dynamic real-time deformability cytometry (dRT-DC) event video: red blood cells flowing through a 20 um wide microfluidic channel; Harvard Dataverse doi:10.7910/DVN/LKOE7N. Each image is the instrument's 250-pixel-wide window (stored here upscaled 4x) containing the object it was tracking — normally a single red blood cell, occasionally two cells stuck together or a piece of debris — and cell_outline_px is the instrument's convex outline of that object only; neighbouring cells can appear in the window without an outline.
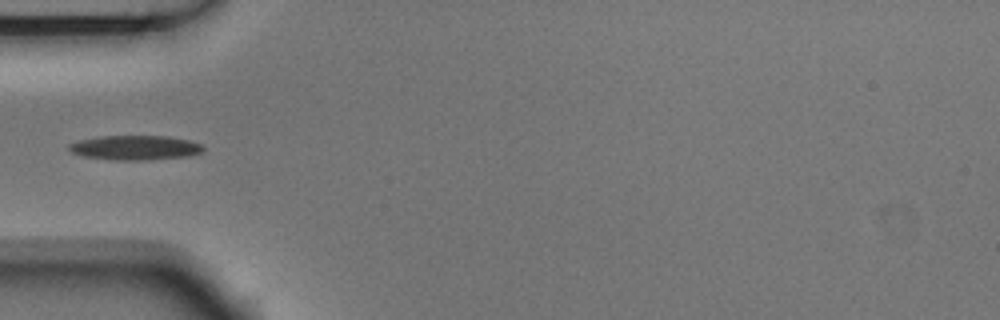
{"species": "Egyptian fruit bat (a non-hibernating species)", "species_latin": "Rousettus aegyptiacus", "temperature_condition": "room temperature", "stored_images_in_passage": 5, "camera_frame_rate_fps": 3000, "um_per_image_px": 0.085, "animal": {"sex": "male"}, "frame": {"image": 1, "passage_image": 4, "time_ms": 1.0, "image_size_px": [1000, 320], "cell_outline_px": [[204, 152], [188, 156], [148, 160], [112, 160], [84, 156], [72, 152], [68, 148], [68, 144], [80, 140], [100, 136], [168, 136], [188, 140], [200, 144], [204, 148]], "centroid_in_image_um": [11.5, 12.55], "position_along_channel_um": 73.5, "area_um2": 19.19}}
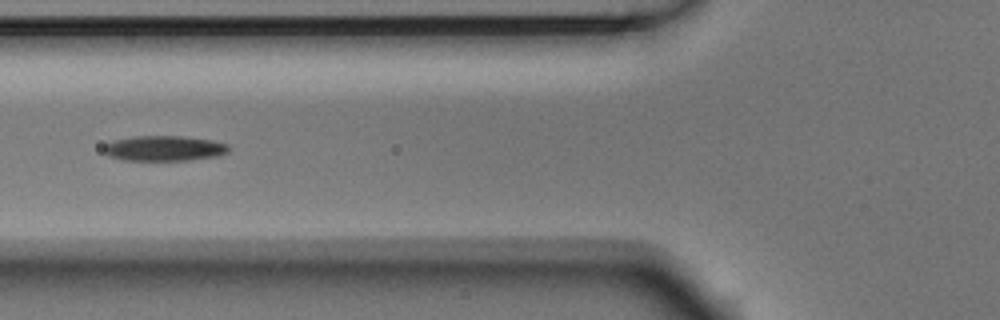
{"frame": {"image": 2, "passage_image": 5, "time_ms": 1.333, "image_size_px": [1000, 320], "cell_outline_px": [[228, 152], [216, 156], [188, 160], [124, 160], [108, 156], [104, 152], [104, 144], [112, 140], [132, 136], [180, 136], [212, 140], [228, 144]], "centroid_in_image_um": [13.91, 12.6], "position_along_channel_um": 111.9, "area_um2": 18.38}}